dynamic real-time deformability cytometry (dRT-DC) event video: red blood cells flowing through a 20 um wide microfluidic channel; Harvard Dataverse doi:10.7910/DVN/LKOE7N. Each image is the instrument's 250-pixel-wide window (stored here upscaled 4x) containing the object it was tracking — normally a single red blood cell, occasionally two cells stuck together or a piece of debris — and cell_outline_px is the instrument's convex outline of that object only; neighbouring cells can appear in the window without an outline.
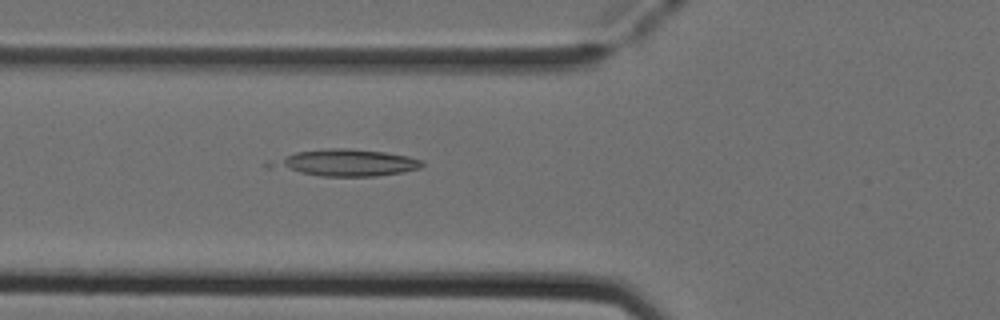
{"species": "Egyptian fruit bat (a non-hibernating species)", "species_latin": "Rousettus aegyptiacus", "temperature_condition": "cold", "stored_images_in_passage": 52, "camera_frame_rate_fps": 3000, "um_per_image_px": 0.085, "animal": {"sex": "female"}, "frame": {"image": 1, "passage_image": 19, "time_ms": 6.0, "image_size_px": [1000, 320], "cell_outline_px": [[424, 164], [420, 168], [404, 172], [376, 176], [320, 176], [264, 168], [264, 164], [268, 160], [296, 152], [328, 148], [348, 148], [384, 152], [408, 156], [424, 160]], "centroid_in_image_um": [29.27, 13.84], "position_along_channel_um": 96.5, "area_um2": 24.16}}
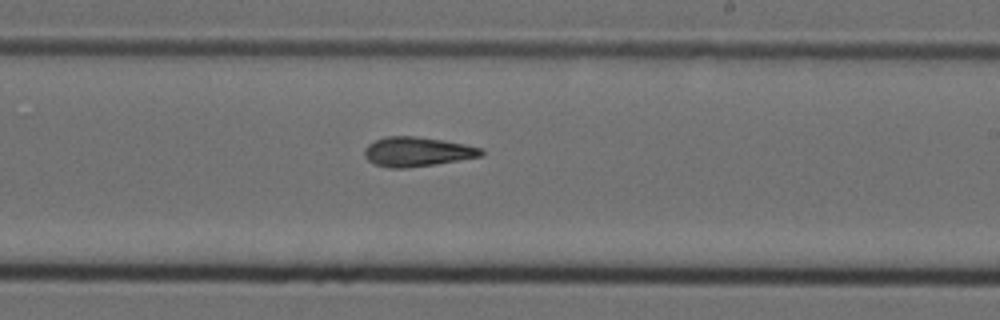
{"frame": {"image": 2, "passage_image": 31, "time_ms": 10.0, "image_size_px": [1000, 320], "cell_outline_px": [[484, 152], [480, 156], [432, 164], [404, 168], [388, 168], [376, 164], [368, 160], [364, 156], [364, 148], [368, 144], [376, 140], [388, 136], [416, 136], [464, 144], [484, 148]], "centroid_in_image_um": [35.42, 12.89], "position_along_channel_um": 253.6, "area_um2": 19.71}}
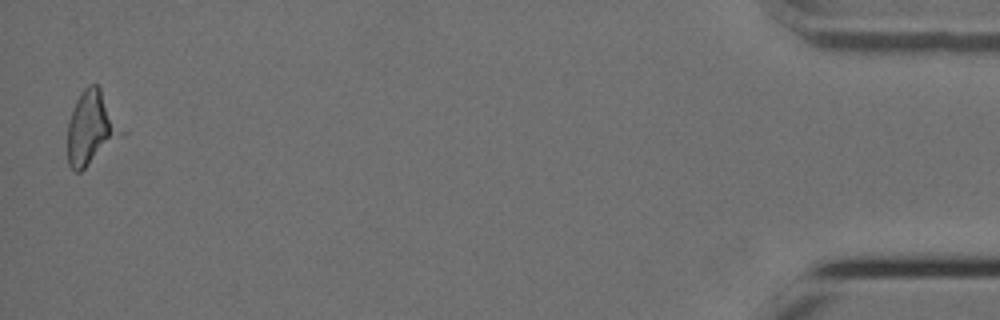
{"frame": {"image": 3, "passage_image": 51, "time_ms": 16.667, "image_size_px": [1000, 320], "cell_outline_px": [[128, 132], [80, 172], [76, 172], [68, 164], [68, 120], [76, 100], [84, 88], [88, 84], [96, 84], [100, 88]], "centroid_in_image_um": [7.81, 10.87], "position_along_channel_um": 427.4, "area_um2": 23.52}, "authors_computed_cell_mechanics": {"area_um2": 20.6924, "velocity_mm_per_s": 3.9171, "shape_relaxation_time_tau1_ms": 9.3284, "shape_relaxation_time_tau2_ms": 2.4233, "deformation_change_tau1": 0.2488, "deformation_change_tau2": 0.1218}}